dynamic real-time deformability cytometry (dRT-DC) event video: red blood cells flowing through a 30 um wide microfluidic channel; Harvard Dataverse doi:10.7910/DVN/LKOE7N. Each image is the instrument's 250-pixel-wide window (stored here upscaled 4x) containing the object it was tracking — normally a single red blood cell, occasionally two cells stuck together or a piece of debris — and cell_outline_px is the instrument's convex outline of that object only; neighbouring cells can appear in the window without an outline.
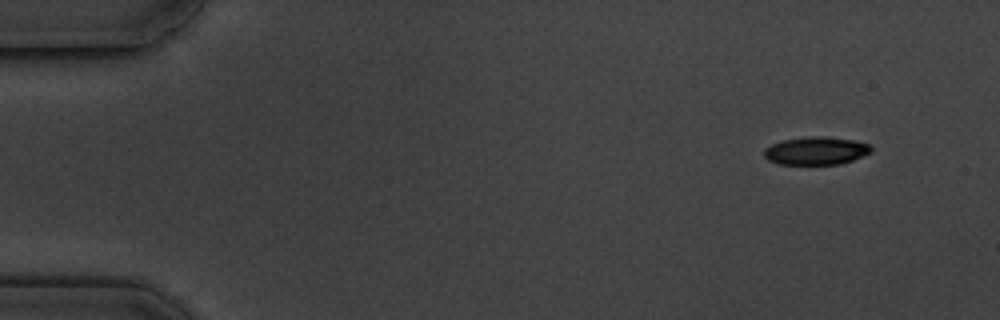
{"species": "common noctule bat (a hibernating species)", "species_latin": "Nyctalus noctula", "temperature_condition": "cold", "stored_images_in_passage": 6, "camera_frame_rate_fps": 3000, "um_per_image_px": 0.085, "animal": {"sex": "male", "body_mass_g": 19.5, "forearm_length_mm": 54.6}, "frame": {"image": 1, "passage_image": 1, "time_ms": 0.0, "image_size_px": [1000, 320], "cell_outline_px": [[872, 152], [852, 160], [840, 164], [780, 164], [768, 160], [764, 156], [764, 148], [772, 144], [784, 140], [808, 136], [824, 136], [852, 140], [868, 144], [872, 148]], "centroid_in_image_um": [69.35, 12.81], "position_along_channel_um": 15.6, "area_um2": 17.34}}
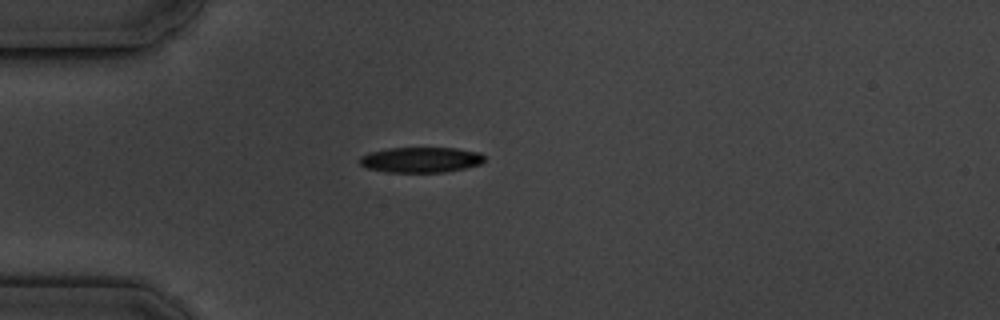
{"frame": {"image": 2, "passage_image": 4, "time_ms": 3.667, "image_size_px": [1000, 320], "cell_outline_px": [[484, 160], [480, 164], [464, 168], [444, 172], [384, 172], [368, 168], [360, 164], [360, 156], [368, 152], [388, 148], [456, 148], [480, 152], [484, 156]], "centroid_in_image_um": [35.75, 13.58], "position_along_channel_um": 49.2, "area_um2": 18.5}}